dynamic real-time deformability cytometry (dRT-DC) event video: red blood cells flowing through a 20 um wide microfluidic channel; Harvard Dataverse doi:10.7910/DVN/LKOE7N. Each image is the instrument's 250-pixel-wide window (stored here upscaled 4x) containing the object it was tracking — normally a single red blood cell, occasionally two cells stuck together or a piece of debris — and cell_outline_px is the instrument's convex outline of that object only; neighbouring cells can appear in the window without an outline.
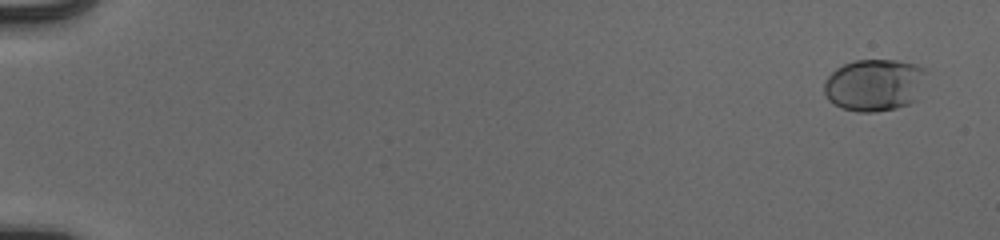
{"species": "human", "species_latin": "Homo sapiens", "temperature_condition": "cold", "stored_images_in_passage": 21, "camera_frame_rate_fps": 3000, "um_per_image_px": 0.085, "donor": {"sex": "male"}, "frame": {"image": 1, "passage_image": 3, "time_ms": 0.667, "image_size_px": [1000, 240], "cell_outline_px": [[924, 72], [916, 100], [908, 104], [896, 108], [876, 112], [856, 112], [840, 108], [828, 100], [824, 92], [824, 84], [828, 76], [836, 68], [844, 64], [856, 60], [896, 60], [916, 64], [924, 68]], "centroid_in_image_um": [74.27, 7.23], "position_along_channel_um": 10.7, "area_um2": 30.87}}
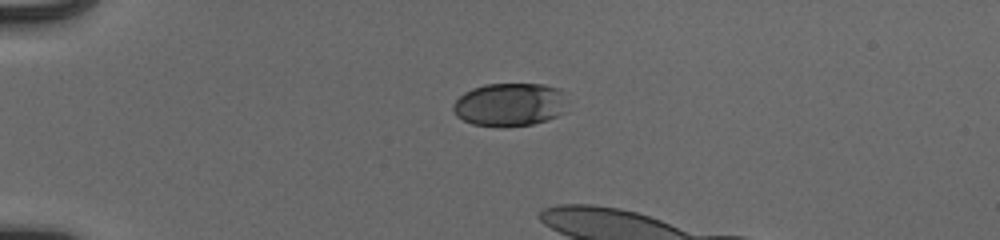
{"frame": {"image": 2, "passage_image": 16, "time_ms": 5.0, "image_size_px": [1000, 240], "cell_outline_px": [[564, 112], [548, 120], [532, 124], [504, 128], [500, 128], [472, 124], [456, 116], [452, 108], [452, 104], [464, 92], [472, 88], [484, 84], [544, 84], [560, 88]], "centroid_in_image_um": [43.26, 8.9], "position_along_channel_um": 41.7, "area_um2": 28.9}}